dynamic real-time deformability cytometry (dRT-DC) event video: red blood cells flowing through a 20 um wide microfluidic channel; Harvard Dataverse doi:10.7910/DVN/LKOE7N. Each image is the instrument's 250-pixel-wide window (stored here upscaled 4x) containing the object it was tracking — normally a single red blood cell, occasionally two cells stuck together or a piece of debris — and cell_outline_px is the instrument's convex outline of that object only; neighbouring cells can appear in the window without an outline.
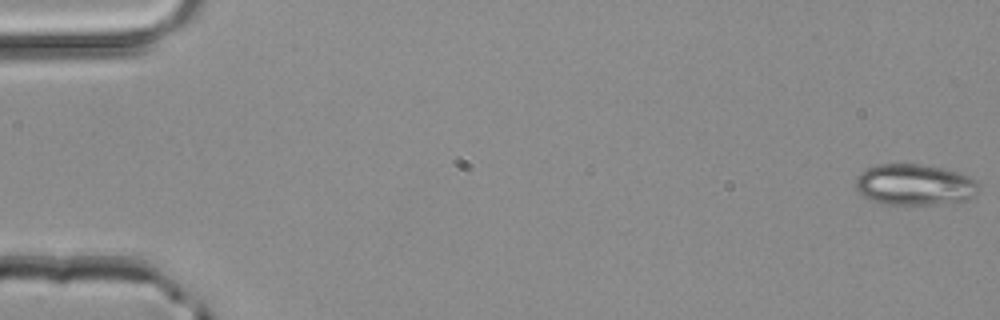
{"species": "common noctule bat (a hibernating species)", "species_latin": "Nyctalus noctula", "temperature_condition": "room temperature", "stored_images_in_passage": 4, "camera_frame_rate_fps": 3000, "um_per_image_px": 0.085, "animal": {"sex": "male", "body_mass_g": 20.4}, "frame": {"image": 1, "passage_image": 1, "time_ms": 0.0, "image_size_px": [1000, 320], "cell_outline_px": [[980, 188], [976, 196], [968, 200], [936, 204], [880, 204], [864, 196], [856, 188], [856, 176], [860, 172], [876, 164], [920, 164], [960, 172], [968, 176]], "centroid_in_image_um": [77.74, 15.7], "position_along_channel_um": 7.3, "area_um2": 29.48}}